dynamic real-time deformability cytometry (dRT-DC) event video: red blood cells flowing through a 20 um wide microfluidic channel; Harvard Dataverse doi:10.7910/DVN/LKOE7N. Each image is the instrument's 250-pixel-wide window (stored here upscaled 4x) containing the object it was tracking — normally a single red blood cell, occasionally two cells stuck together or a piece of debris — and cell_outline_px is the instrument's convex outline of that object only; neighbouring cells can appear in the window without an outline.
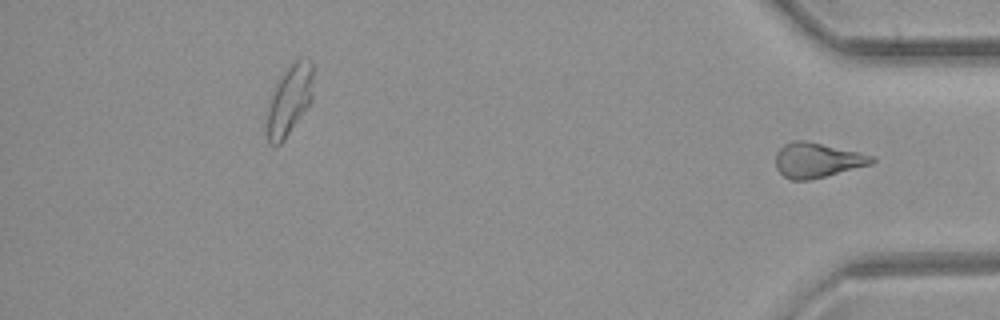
{"species": "common noctule bat (a hibernating species)", "species_latin": "Nyctalus noctula", "temperature_condition": "room temperature", "stored_images_in_passage": 40, "segment_of_instrument_passage": [2, 2], "camera_frame_rate_fps": 3000, "um_per_image_px": 0.085, "animal": {"sex": "female", "body_mass_g": 21.9}, "frame": {"image": 1, "passage_image": 40, "time_ms": 13.0, "image_size_px": [1000, 320], "cell_outline_px": [[876, 160], [872, 164], [808, 180], [792, 180], [784, 176], [776, 168], [776, 152], [784, 144], [792, 140], [804, 140], [860, 152], [876, 156]], "centroid_in_image_um": [69.47, 13.6], "position_along_channel_um": 365.7, "area_um2": 19.48}}